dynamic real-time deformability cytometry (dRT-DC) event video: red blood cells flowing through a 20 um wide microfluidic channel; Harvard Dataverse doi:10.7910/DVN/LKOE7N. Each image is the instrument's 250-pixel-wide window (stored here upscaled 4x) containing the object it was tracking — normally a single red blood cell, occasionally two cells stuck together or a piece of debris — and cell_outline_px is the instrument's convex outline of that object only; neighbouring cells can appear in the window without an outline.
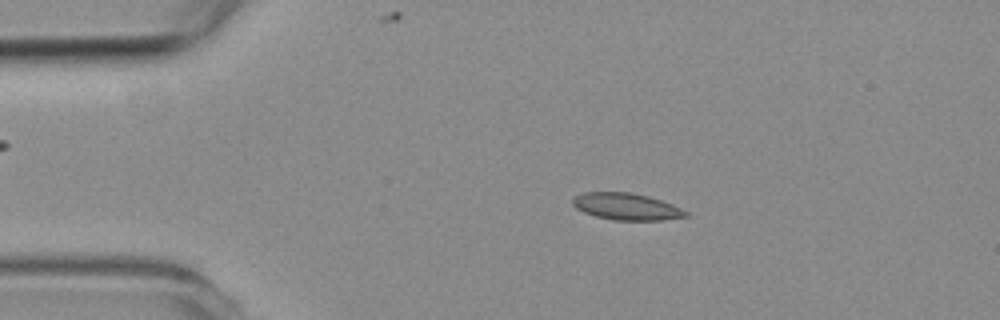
{"species": "common noctule bat (a hibernating species)", "species_latin": "Nyctalus noctula", "temperature_condition": "room temperature", "stored_images_in_passage": 54, "camera_frame_rate_fps": 3000, "um_per_image_px": 0.085, "animal": {"sex": "female", "body_mass_g": 19.3, "forearm_length_mm": 54.1}, "frame": {"image": 1, "passage_image": 10, "time_ms": 3.0, "image_size_px": [1000, 320], "cell_outline_px": [[688, 216], [664, 220], [612, 220], [596, 216], [584, 212], [576, 208], [572, 204], [572, 196], [584, 192], [628, 192], [648, 196], [672, 204], [688, 212]], "centroid_in_image_um": [53.21, 17.55], "position_along_channel_um": 31.8, "area_um2": 17.69}}
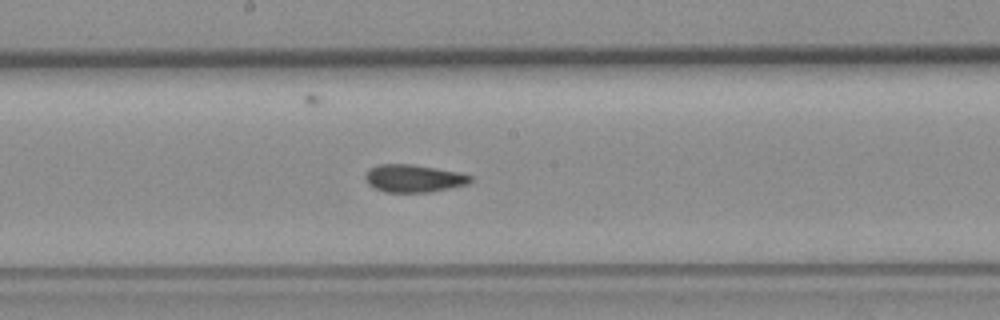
{"frame": {"image": 2, "passage_image": 28, "time_ms": 9.0, "image_size_px": [1000, 320], "cell_outline_px": [[472, 180], [468, 184], [428, 192], [384, 192], [368, 184], [364, 176], [368, 168], [380, 164], [412, 164], [460, 172], [472, 176]], "centroid_in_image_um": [35.15, 15.15], "position_along_channel_um": 213.1, "area_um2": 16.94}}
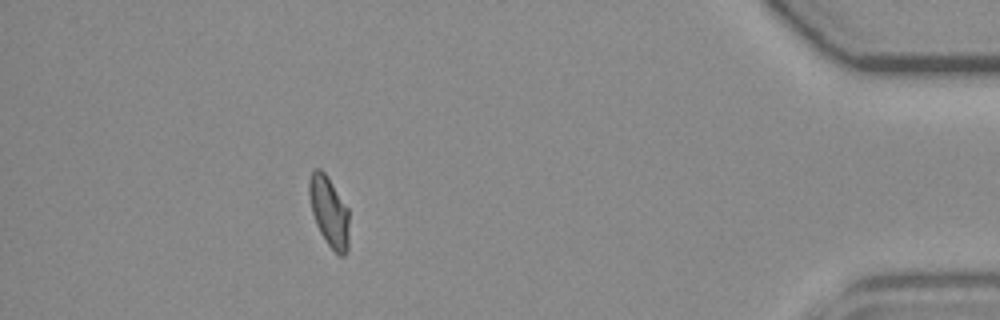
{"frame": {"image": 3, "passage_image": 48, "time_ms": 15.667, "image_size_px": [1000, 320], "cell_outline_px": [[348, 248], [344, 256], [340, 256], [328, 244], [320, 232], [316, 224], [312, 212], [308, 196], [308, 180], [312, 172], [316, 168], [320, 168], [324, 172], [348, 208]], "centroid_in_image_um": [27.95, 17.97], "position_along_channel_um": 407.2, "area_um2": 16.18}, "authors_computed_cell_mechanics": {"area_um2": 16.9932, "velocity_mm_per_s": 3.7722, "shape_relaxation_time_tau1_ms": 7.186, "shape_relaxation_time_tau2_ms": 1.8203, "deformation_change_tau1": 0.1561, "deformation_change_tau2": 0.0606}}